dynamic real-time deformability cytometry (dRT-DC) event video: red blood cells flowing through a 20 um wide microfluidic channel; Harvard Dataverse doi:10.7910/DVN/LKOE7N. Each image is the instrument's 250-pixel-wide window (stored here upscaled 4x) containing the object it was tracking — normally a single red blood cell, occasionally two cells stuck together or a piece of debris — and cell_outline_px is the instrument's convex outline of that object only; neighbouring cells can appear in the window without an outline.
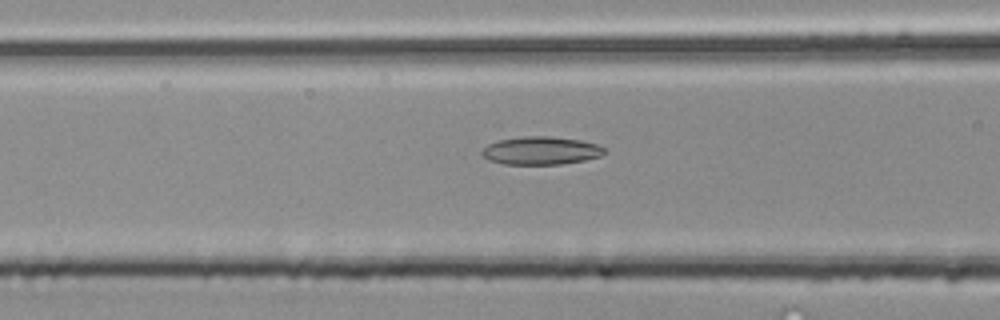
{"species": "common noctule bat (a hibernating species)", "species_latin": "Nyctalus noctula", "temperature_condition": "room temperature", "stored_images_in_passage": 42, "camera_frame_rate_fps": 3000, "um_per_image_px": 0.085, "animal": {"sex": "male", "body_mass_g": 20.4}, "frame": {"image": 1, "passage_image": 12, "time_ms": 3.667, "image_size_px": [1000, 320], "cell_outline_px": [[604, 152], [600, 156], [584, 160], [560, 164], [504, 164], [492, 160], [484, 156], [480, 152], [488, 144], [500, 140], [520, 136], [552, 136], [580, 140], [596, 144], [604, 148]], "centroid_in_image_um": [45.98, 12.79], "position_along_channel_um": 120.6, "area_um2": 19.77}}
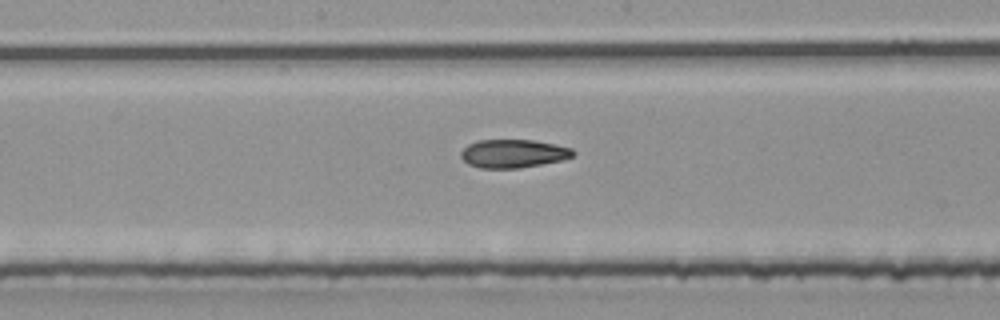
{"frame": {"image": 2, "passage_image": 18, "time_ms": 5.667, "image_size_px": [1000, 320], "cell_outline_px": [[576, 152], [572, 156], [564, 160], [520, 168], [480, 168], [468, 164], [460, 156], [460, 152], [468, 144], [476, 140], [532, 140], [556, 144], [572, 148]], "centroid_in_image_um": [43.64, 13.05], "position_along_channel_um": 204.6, "area_um2": 18.67}}
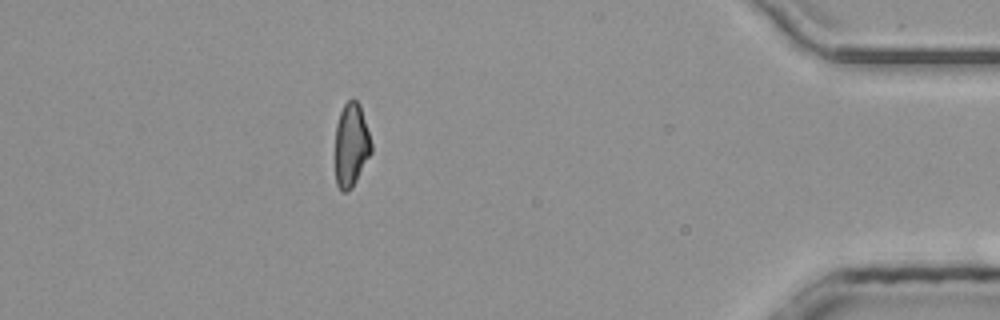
{"frame": {"image": 3, "passage_image": 36, "time_ms": 11.667, "image_size_px": [1000, 320], "cell_outline_px": [[372, 152], [352, 188], [348, 192], [340, 192], [336, 184], [336, 124], [340, 112], [344, 104], [348, 100], [356, 100], [360, 104], [372, 144]], "centroid_in_image_um": [29.85, 12.35], "position_along_channel_um": 405.3, "area_um2": 17.63}, "authors_computed_cell_mechanics": {"area_um2": 18.7561, "velocity_mm_per_s": 4.1891, "shape_relaxation_time_tau1_ms": null, "shape_relaxation_time_tau2_ms": 3.6745, "deformation_change_tau1": null, "deformation_change_tau2": 0.1001}}